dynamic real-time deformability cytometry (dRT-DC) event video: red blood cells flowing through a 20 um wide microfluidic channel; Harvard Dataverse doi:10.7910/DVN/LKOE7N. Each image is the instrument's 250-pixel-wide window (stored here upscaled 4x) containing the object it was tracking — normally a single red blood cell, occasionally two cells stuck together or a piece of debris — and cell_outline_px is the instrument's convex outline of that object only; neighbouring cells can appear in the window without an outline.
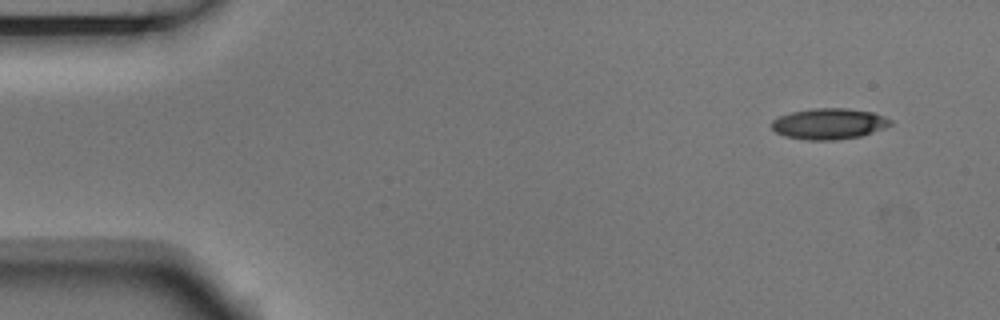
{"species": "Egyptian fruit bat (a non-hibernating species)", "species_latin": "Rousettus aegyptiacus", "temperature_condition": "room temperature", "stored_images_in_passage": 4, "camera_frame_rate_fps": 3000, "um_per_image_px": 0.085, "animal": {"sex": "male"}, "frame": {"image": 1, "passage_image": 1, "time_ms": 0.0, "image_size_px": [1000, 320], "cell_outline_px": [[892, 124], [884, 128], [860, 136], [836, 140], [808, 140], [784, 136], [776, 132], [772, 128], [772, 120], [780, 116], [792, 112], [812, 108], [848, 108], [872, 112], [884, 116], [892, 120]], "centroid_in_image_um": [70.47, 10.52], "position_along_channel_um": 14.5, "area_um2": 21.39}}
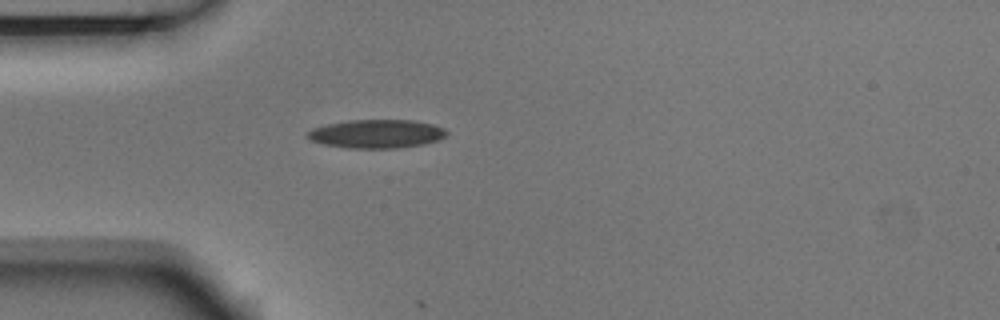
{"frame": {"image": 2, "passage_image": 4, "time_ms": 1.0, "image_size_px": [1000, 320], "cell_outline_px": [[448, 132], [440, 140], [424, 144], [400, 148], [348, 148], [324, 144], [312, 140], [304, 136], [312, 128], [328, 124], [348, 120], [412, 120], [432, 124], [444, 128]], "centroid_in_image_um": [32.02, 11.38], "position_along_channel_um": 53.0, "area_um2": 23.18}}